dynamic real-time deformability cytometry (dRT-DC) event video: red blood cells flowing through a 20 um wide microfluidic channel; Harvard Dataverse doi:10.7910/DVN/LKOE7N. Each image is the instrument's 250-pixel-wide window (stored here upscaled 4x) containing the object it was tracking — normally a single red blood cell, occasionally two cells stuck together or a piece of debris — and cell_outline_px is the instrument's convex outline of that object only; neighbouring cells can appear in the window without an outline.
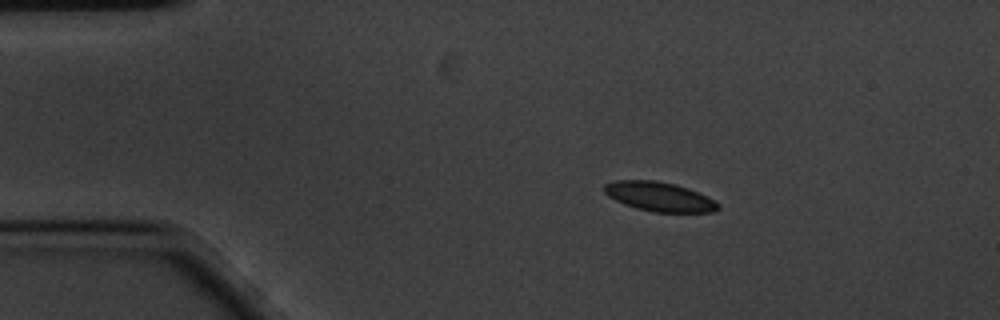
{"species": "common noctule bat (a hibernating species)", "species_latin": "Nyctalus noctula", "temperature_condition": "cold", "stored_images_in_passage": 50, "camera_frame_rate_fps": 3000, "um_per_image_px": 0.085, "animal": {"sex": "male", "body_mass_g": 20.1, "forearm_length_mm": 53.5}, "frame": {"image": 1, "passage_image": 1, "time_ms": 0.0, "image_size_px": [1000, 320], "cell_outline_px": [[720, 208], [712, 212], [652, 212], [636, 208], [624, 204], [608, 196], [604, 192], [604, 184], [616, 180], [656, 180], [676, 184], [688, 188], [716, 200], [720, 204]], "centroid_in_image_um": [56.06, 16.71], "position_along_channel_um": 28.9, "area_um2": 19.59}}
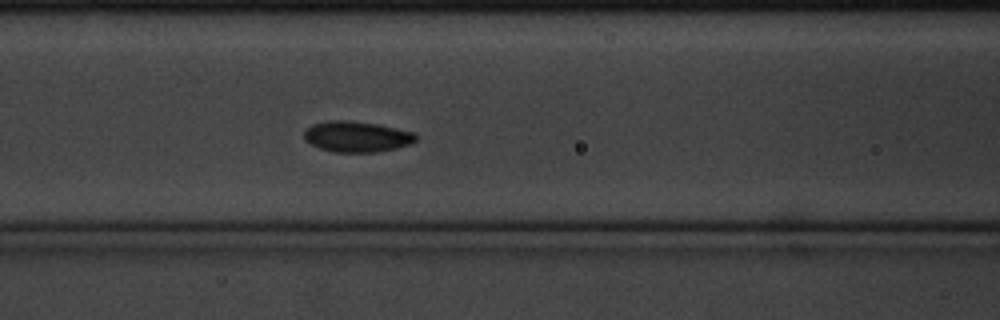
{"frame": {"image": 2, "passage_image": 15, "time_ms": 4.667, "image_size_px": [1000, 320], "cell_outline_px": [[416, 140], [412, 144], [396, 148], [376, 152], [332, 152], [320, 148], [304, 140], [304, 132], [312, 124], [328, 120], [348, 120], [376, 124], [416, 132]], "centroid_in_image_um": [30.33, 11.61], "position_along_channel_um": 136.3, "area_um2": 20.11}}
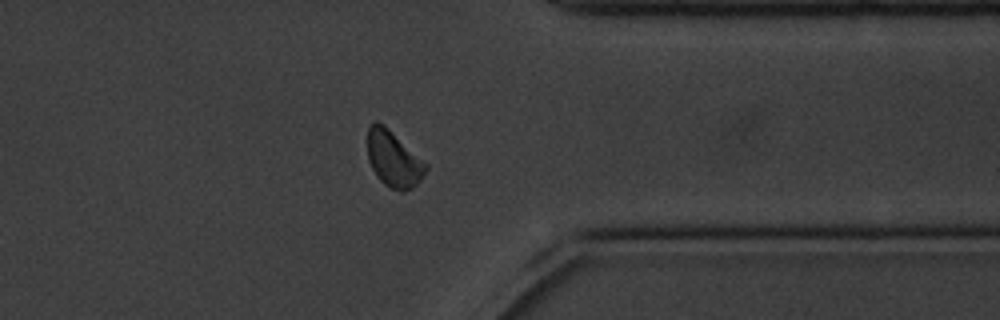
{"frame": {"image": 3, "passage_image": 37, "time_ms": 12.0, "image_size_px": [1000, 320], "cell_outline_px": [[428, 168], [420, 180], [412, 188], [404, 192], [400, 192], [384, 184], [376, 176], [368, 160], [368, 124], [376, 120], [384, 124], [428, 164]], "centroid_in_image_um": [33.45, 13.5], "position_along_channel_um": 378.0, "area_um2": 19.19}, "authors_computed_cell_mechanics": {"area_um2": 19.4497, "velocity_mm_per_s": 3.3888, "shape_relaxation_time_tau1_ms": 1.8789, "shape_relaxation_time_tau2_ms": 3.9903, "deformation_change_tau1": 0.0703, "deformation_change_tau2": 0.0729}}